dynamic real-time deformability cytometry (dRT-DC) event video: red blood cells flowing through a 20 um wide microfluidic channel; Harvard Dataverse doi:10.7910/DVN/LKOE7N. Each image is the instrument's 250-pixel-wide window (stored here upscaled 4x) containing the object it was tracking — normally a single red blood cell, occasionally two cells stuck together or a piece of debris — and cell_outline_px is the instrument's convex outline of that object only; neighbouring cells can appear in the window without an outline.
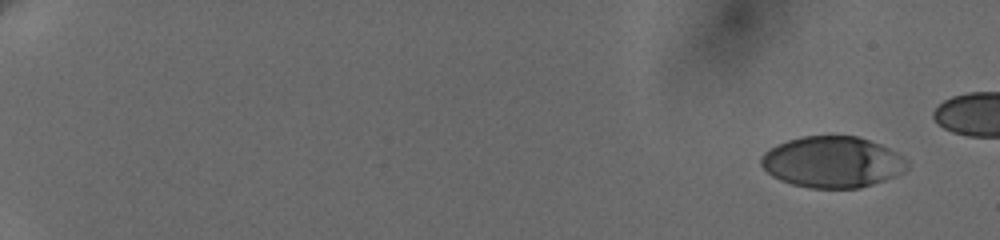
{"species": "human", "species_latin": "Homo sapiens", "temperature_condition": "cold", "stored_images_in_passage": 11, "camera_frame_rate_fps": 3000, "um_per_image_px": 0.085, "donor": {"sex": "female"}, "frame": {"image": 1, "passage_image": 1, "time_ms": 0.0, "image_size_px": [1000, 240], "cell_outline_px": [[908, 168], [896, 176], [860, 188], [812, 188], [792, 184], [780, 180], [772, 176], [760, 164], [760, 156], [768, 148], [776, 144], [800, 136], [856, 136], [880, 144], [904, 156], [908, 160]], "centroid_in_image_um": [70.74, 13.77], "position_along_channel_um": 14.3, "area_um2": 43.75}}
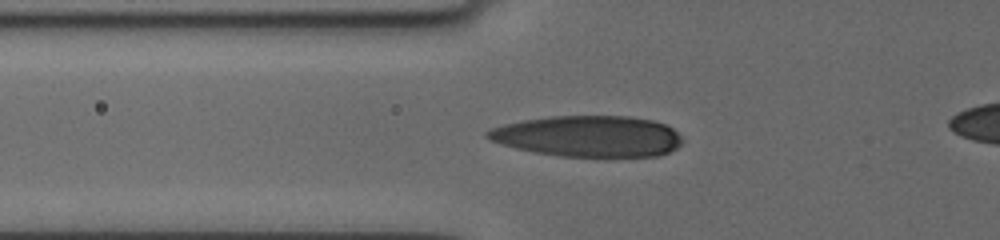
{"frame": {"image": 2, "passage_image": 8, "time_ms": 7.0, "image_size_px": [1000, 240], "cell_outline_px": [[680, 144], [676, 148], [668, 152], [656, 156], [560, 156], [536, 152], [516, 148], [492, 140], [484, 136], [484, 132], [492, 128], [504, 124], [524, 120], [548, 116], [628, 116], [652, 120], [664, 124], [672, 128], [680, 136]], "centroid_in_image_um": [49.99, 11.57], "position_along_channel_um": 75.8, "area_um2": 46.24}}
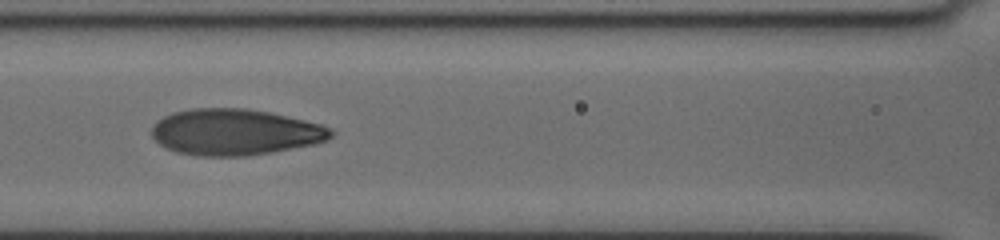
{"frame": {"image": 3, "passage_image": 10, "time_ms": 9.0, "image_size_px": [1000, 240], "cell_outline_px": [[336, 132], [328, 140], [316, 144], [272, 152], [244, 156], [196, 156], [176, 152], [164, 148], [152, 136], [152, 128], [164, 116], [172, 112], [192, 108], [248, 108], [268, 112], [304, 120], [320, 124], [332, 128]], "centroid_in_image_um": [20.0, 11.23], "position_along_channel_um": 146.6, "area_um2": 48.44}}